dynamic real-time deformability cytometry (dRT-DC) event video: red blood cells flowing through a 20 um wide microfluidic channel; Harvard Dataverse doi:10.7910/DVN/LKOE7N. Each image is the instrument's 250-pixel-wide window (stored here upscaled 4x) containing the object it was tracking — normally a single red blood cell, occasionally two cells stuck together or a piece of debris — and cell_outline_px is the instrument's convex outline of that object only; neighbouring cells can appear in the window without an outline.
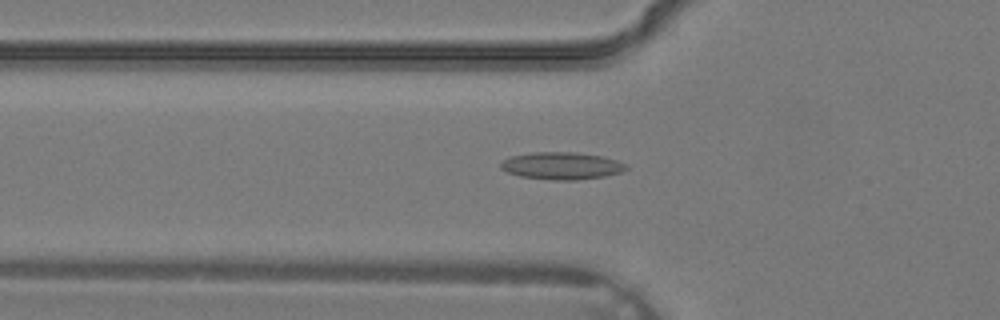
{"species": "common noctule bat (a hibernating species)", "species_latin": "Nyctalus noctula", "temperature_condition": "warm", "stored_images_in_passage": 36, "camera_frame_rate_fps": 3000, "um_per_image_px": 0.085, "animal": {"sex": "male", "body_mass_g": 19.2, "forearm_length_mm": 51.8}, "frame": {"image": 1, "passage_image": 13, "time_ms": 4.0, "image_size_px": [1000, 320], "cell_outline_px": [[628, 168], [620, 172], [604, 176], [576, 180], [552, 180], [520, 176], [508, 172], [500, 168], [500, 164], [504, 160], [512, 156], [532, 152], [576, 152], [604, 156], [628, 164]], "centroid_in_image_um": [47.76, 14.08], "position_along_channel_um": 78.0, "area_um2": 19.94}}
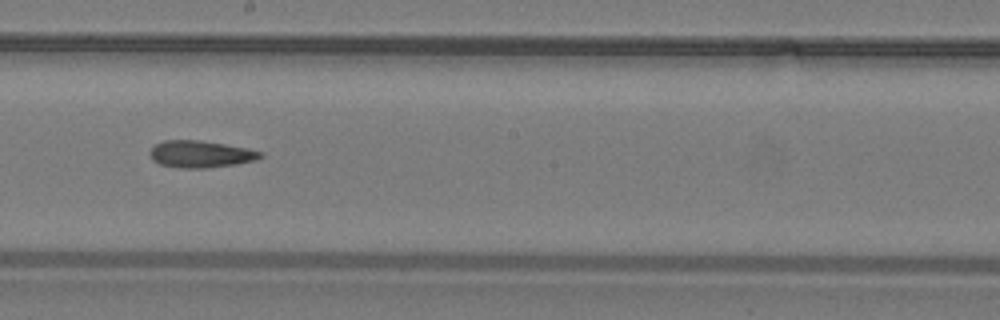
{"frame": {"image": 2, "passage_image": 21, "time_ms": 6.667, "image_size_px": [1000, 320], "cell_outline_px": [[264, 156], [256, 160], [236, 164], [208, 168], [180, 168], [160, 164], [152, 160], [148, 152], [156, 144], [164, 140], [200, 140], [248, 148], [264, 152]], "centroid_in_image_um": [17.07, 13.1], "position_along_channel_um": 231.1, "area_um2": 17.51}}
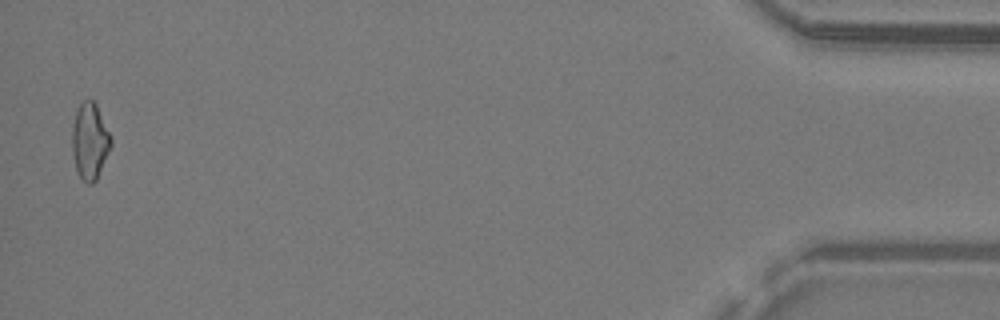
{"frame": {"image": 3, "passage_image": 36, "time_ms": 11.667, "image_size_px": [1000, 320], "cell_outline_px": [[112, 144], [96, 180], [92, 184], [84, 184], [76, 168], [72, 152], [72, 124], [76, 108], [84, 100], [92, 100], [96, 104], [112, 140]], "centroid_in_image_um": [7.61, 12.01], "position_along_channel_um": 427.6, "area_um2": 17.22}}